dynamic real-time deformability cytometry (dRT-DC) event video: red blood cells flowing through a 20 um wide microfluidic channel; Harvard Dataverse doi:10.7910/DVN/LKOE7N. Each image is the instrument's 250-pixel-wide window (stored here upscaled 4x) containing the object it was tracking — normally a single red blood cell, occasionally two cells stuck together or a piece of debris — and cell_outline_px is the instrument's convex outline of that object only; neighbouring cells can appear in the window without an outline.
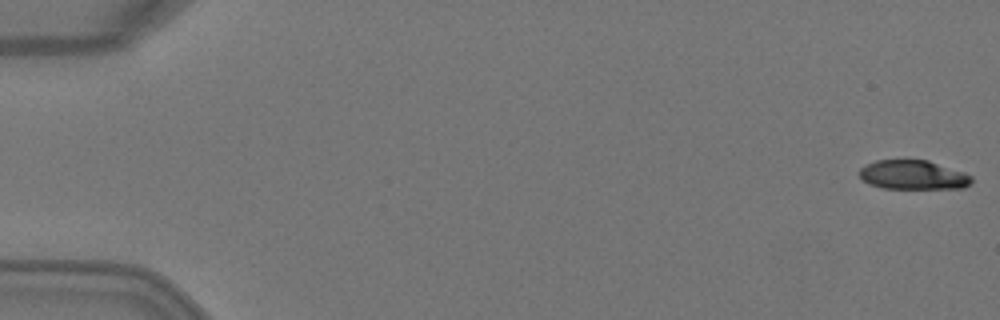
{"species": "Egyptian fruit bat (a non-hibernating species)", "species_latin": "Rousettus aegyptiacus", "temperature_condition": "warm", "stored_images_in_passage": 5, "camera_frame_rate_fps": 3000, "um_per_image_px": 0.085, "animal": {"sex": "female"}, "frame": {"image": 1, "passage_image": 1, "time_ms": 0.0, "image_size_px": [1000, 320], "cell_outline_px": [[972, 180], [964, 188], [884, 188], [868, 184], [856, 172], [860, 168], [876, 160], [928, 160], [964, 172], [972, 176]], "centroid_in_image_um": [77.59, 14.86], "position_along_channel_um": 7.4, "area_um2": 19.02}}
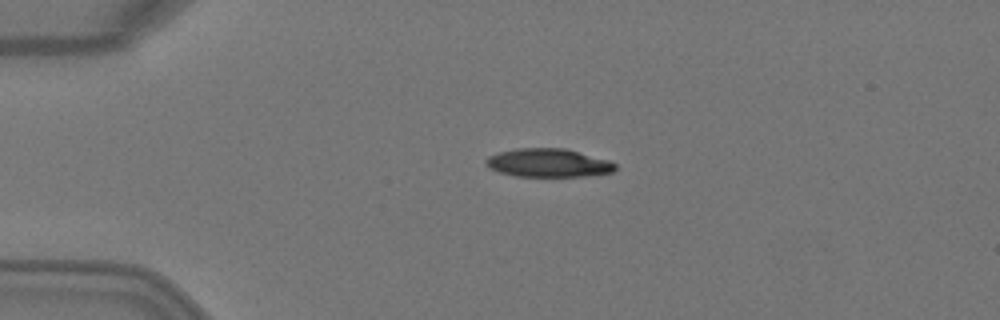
{"frame": {"image": 2, "passage_image": 4, "time_ms": 1.0, "image_size_px": [1000, 320], "cell_outline_px": [[616, 168], [612, 172], [588, 176], [516, 176], [500, 172], [488, 168], [484, 160], [488, 156], [496, 152], [516, 148], [564, 148], [608, 160], [616, 164]], "centroid_in_image_um": [46.56, 13.84], "position_along_channel_um": 38.4, "area_um2": 21.44}}